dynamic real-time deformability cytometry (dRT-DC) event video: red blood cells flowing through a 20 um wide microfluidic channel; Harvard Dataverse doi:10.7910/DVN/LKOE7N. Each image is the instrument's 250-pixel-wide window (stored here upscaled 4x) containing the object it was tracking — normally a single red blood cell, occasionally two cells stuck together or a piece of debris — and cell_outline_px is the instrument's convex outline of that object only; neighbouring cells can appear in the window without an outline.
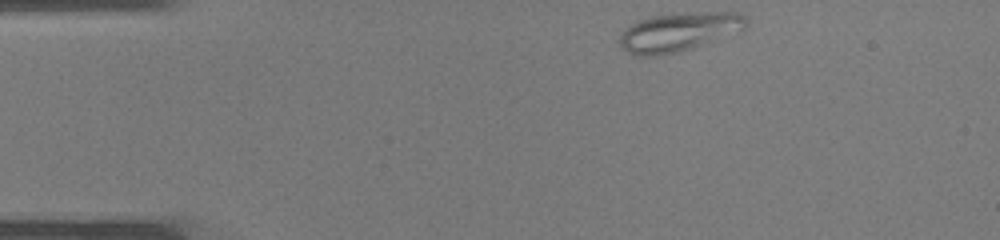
{"species": "common noctule bat (a hibernating species)", "species_latin": "Nyctalus noctula", "temperature_condition": "warm", "stored_images_in_passage": 32, "camera_frame_rate_fps": 3000, "um_per_image_px": 0.085, "animal": {"sex": "male", "body_mass_g": 19.0, "forearm_length_mm": 50.8}, "frame": {"image": 1, "passage_image": 1, "time_ms": 0.0, "image_size_px": [1000, 240], "cell_outline_px": [[748, 24], [744, 28], [692, 48], [676, 52], [656, 56], [636, 56], [628, 52], [620, 44], [620, 36], [628, 24], [652, 16], [672, 12], [740, 12], [748, 16]], "centroid_in_image_um": [57.69, 2.68], "position_along_channel_um": 27.3, "area_um2": 28.67}}
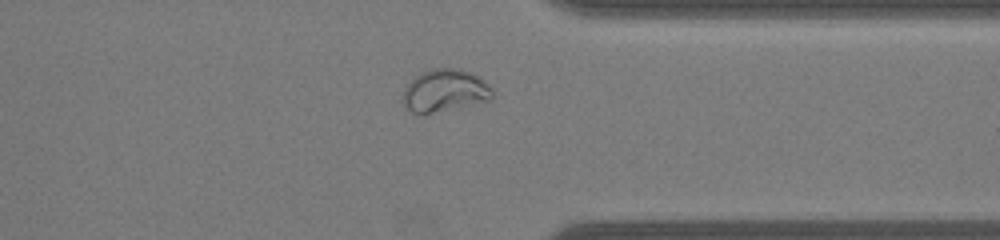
{"frame": {"image": 2, "passage_image": 24, "time_ms": 7.667, "image_size_px": [1000, 240], "cell_outline_px": [[492, 100], [420, 116], [412, 112], [404, 104], [404, 88], [420, 72], [432, 68], [456, 68], [472, 72], [480, 76], [492, 88]], "centroid_in_image_um": [37.83, 7.71], "position_along_channel_um": 373.6, "area_um2": 22.43}}
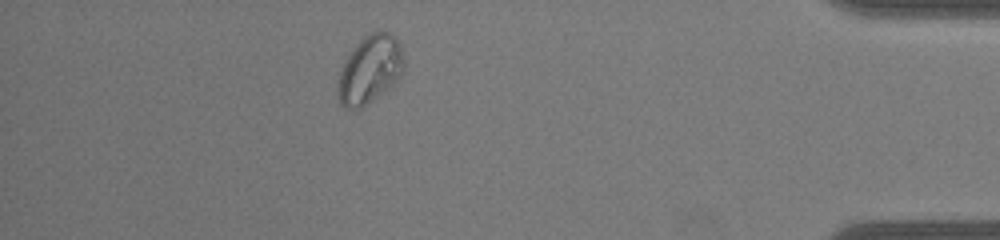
{"frame": {"image": 3, "passage_image": 28, "time_ms": 9.0, "image_size_px": [1000, 240], "cell_outline_px": [[404, 72], [392, 84], [372, 100], [360, 108], [344, 108], [340, 104], [336, 92], [336, 80], [344, 60], [356, 44], [364, 36], [372, 32], [388, 32], [400, 44], [404, 60]], "centroid_in_image_um": [31.39, 5.92], "position_along_channel_um": 403.8, "area_um2": 26.13}}